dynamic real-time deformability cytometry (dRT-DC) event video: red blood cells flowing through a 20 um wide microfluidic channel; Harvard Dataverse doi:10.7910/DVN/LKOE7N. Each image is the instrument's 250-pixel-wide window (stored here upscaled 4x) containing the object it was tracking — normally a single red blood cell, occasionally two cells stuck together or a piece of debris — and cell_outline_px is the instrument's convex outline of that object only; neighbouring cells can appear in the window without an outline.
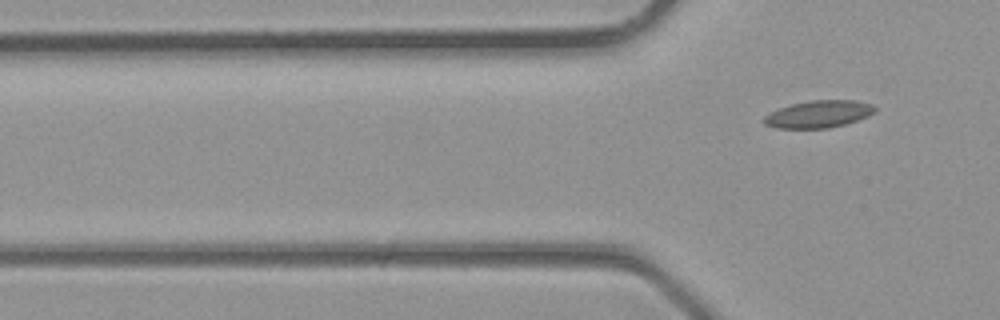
{"species": "common noctule bat (a hibernating species)", "species_latin": "Nyctalus noctula", "temperature_condition": "room temperature", "stored_images_in_passage": 5, "camera_frame_rate_fps": 3000, "um_per_image_px": 0.085, "animal": {"sex": "male", "body_mass_g": 23.1, "forearm_length_mm": 52.7}, "frame": {"image": 1, "passage_image": 5, "time_ms": 1.333, "image_size_px": [1000, 320], "cell_outline_px": [[876, 112], [868, 116], [844, 124], [828, 128], [776, 128], [764, 124], [764, 116], [780, 108], [792, 104], [812, 100], [856, 100], [872, 104], [876, 108]], "centroid_in_image_um": [69.61, 9.69], "position_along_channel_um": 56.2, "area_um2": 17.46}}